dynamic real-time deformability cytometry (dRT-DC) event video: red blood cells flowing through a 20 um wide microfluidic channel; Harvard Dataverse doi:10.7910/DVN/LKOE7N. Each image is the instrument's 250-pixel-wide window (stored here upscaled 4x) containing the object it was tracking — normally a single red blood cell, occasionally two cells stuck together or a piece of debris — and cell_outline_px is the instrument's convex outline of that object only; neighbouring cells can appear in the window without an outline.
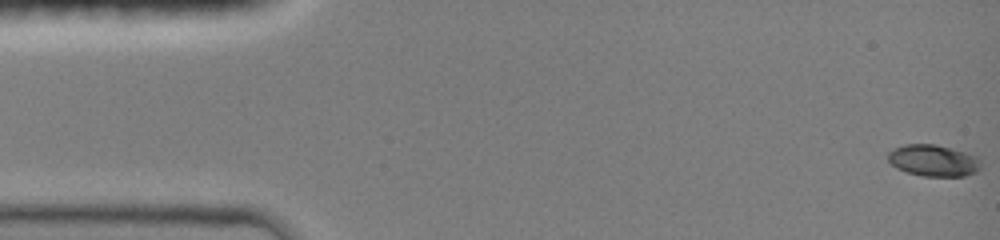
{"species": "common noctule bat (a hibernating species)", "species_latin": "Nyctalus noctula", "temperature_condition": "room temperature", "stored_images_in_passage": 48, "camera_frame_rate_fps": 3000, "um_per_image_px": 0.085, "animal": {"sex": "female", "body_mass_g": 19.0, "forearm_length_mm": 51.5}, "frame": {"image": 1, "passage_image": 1, "time_ms": 0.0, "image_size_px": [1000, 240], "cell_outline_px": [[980, 168], [976, 172], [964, 176], [924, 176], [908, 172], [896, 168], [888, 160], [888, 152], [892, 148], [904, 144], [936, 144], [964, 152], [976, 156], [980, 160]], "centroid_in_image_um": [79.32, 13.63], "position_along_channel_um": 5.7, "area_um2": 17.05}}
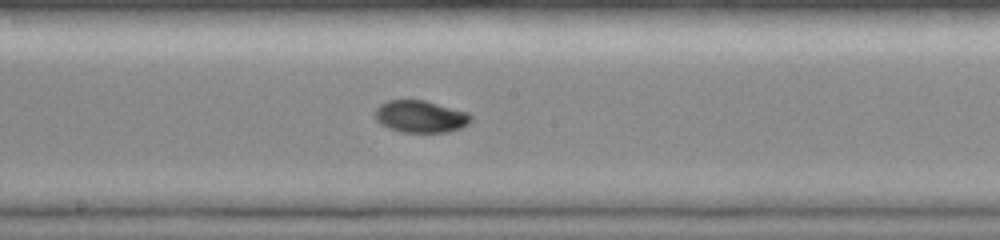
{"frame": {"image": 2, "passage_image": 26, "time_ms": 8.333, "image_size_px": [1000, 240], "cell_outline_px": [[472, 120], [468, 124], [460, 128], [448, 132], [400, 132], [388, 128], [380, 124], [376, 120], [376, 108], [380, 104], [388, 100], [424, 100], [468, 112], [472, 116]], "centroid_in_image_um": [35.75, 9.91], "position_along_channel_um": 212.5, "area_um2": 17.98}}
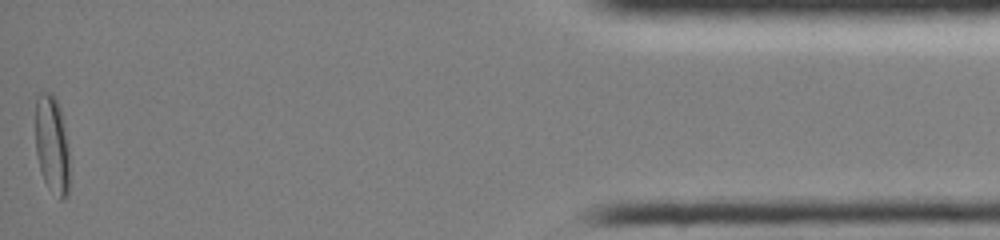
{"frame": {"image": 3, "passage_image": 48, "time_ms": 15.667, "image_size_px": [1000, 240], "cell_outline_px": [[68, 196], [64, 200], [60, 200], [48, 188], [44, 180], [40, 168], [36, 152], [36, 96], [40, 92], [52, 92], [60, 108], [68, 148]], "centroid_in_image_um": [4.41, 12.31], "position_along_channel_um": 430.8, "area_um2": 19.42}, "authors_computed_cell_mechanics": {"area_um2": 17.3978, "velocity_mm_per_s": 4.0276, "shape_relaxation_time_tau1_ms": 3.7554, "shape_relaxation_time_tau2_ms": 3.907, "deformation_change_tau1": 0.1772, "deformation_change_tau2": 0.0402}}